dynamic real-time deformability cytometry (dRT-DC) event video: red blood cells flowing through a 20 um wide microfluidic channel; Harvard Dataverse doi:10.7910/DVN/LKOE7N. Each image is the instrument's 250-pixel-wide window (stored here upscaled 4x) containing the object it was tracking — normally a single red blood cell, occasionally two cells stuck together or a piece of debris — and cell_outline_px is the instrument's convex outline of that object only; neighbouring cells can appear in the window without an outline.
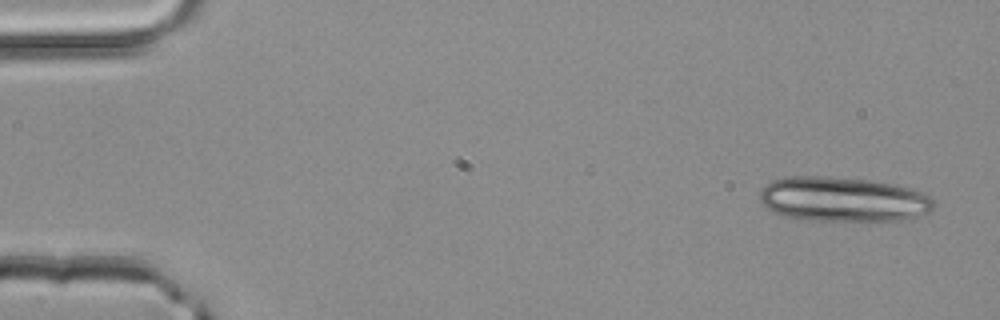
{"species": "common noctule bat (a hibernating species)", "species_latin": "Nyctalus noctula", "temperature_condition": "room temperature", "stored_images_in_passage": 12, "camera_frame_rate_fps": 3000, "um_per_image_px": 0.085, "animal": {"sex": "male", "body_mass_g": 20.4}, "frame": {"image": 1, "passage_image": 1, "time_ms": 0.0, "image_size_px": [1000, 320], "cell_outline_px": [[936, 204], [932, 212], [900, 220], [800, 220], [784, 216], [768, 208], [760, 200], [760, 188], [764, 184], [772, 180], [788, 176], [828, 176], [868, 180], [892, 184], [924, 192]], "centroid_in_image_um": [71.64, 16.93], "position_along_channel_um": 13.4, "area_um2": 45.43}}